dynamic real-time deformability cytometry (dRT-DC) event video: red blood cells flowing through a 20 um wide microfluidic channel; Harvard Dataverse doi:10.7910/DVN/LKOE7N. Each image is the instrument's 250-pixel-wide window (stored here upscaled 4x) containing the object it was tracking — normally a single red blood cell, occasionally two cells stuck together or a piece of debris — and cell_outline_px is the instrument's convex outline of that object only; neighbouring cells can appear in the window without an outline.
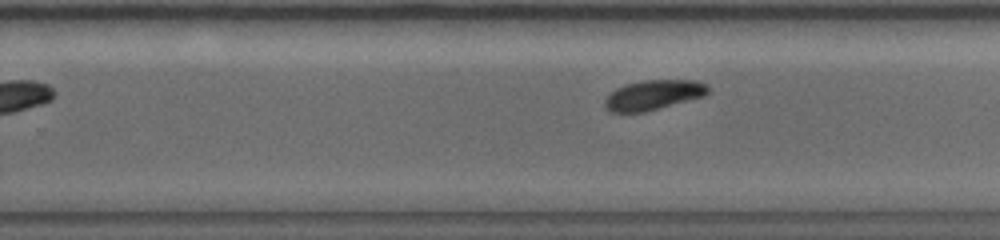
{"species": "common noctule bat (a hibernating species)", "species_latin": "Nyctalus noctula", "temperature_condition": "warm", "stored_images_in_passage": 24, "camera_frame_rate_fps": 5000, "um_per_image_px": 0.085, "animal": {"sex": "female", "body_mass_g": 19.0, "forearm_length_mm": 56.7}, "frame": {"image": 1, "passage_image": 11, "time_ms": 5.8, "image_size_px": [1000, 240], "cell_outline_px": [[708, 92], [704, 96], [644, 112], [608, 112], [604, 108], [604, 100], [616, 88], [624, 84], [644, 80], [696, 80], [708, 84]], "centroid_in_image_um": [55.52, 8.07], "position_along_channel_um": 274.3, "area_um2": 17.98}}